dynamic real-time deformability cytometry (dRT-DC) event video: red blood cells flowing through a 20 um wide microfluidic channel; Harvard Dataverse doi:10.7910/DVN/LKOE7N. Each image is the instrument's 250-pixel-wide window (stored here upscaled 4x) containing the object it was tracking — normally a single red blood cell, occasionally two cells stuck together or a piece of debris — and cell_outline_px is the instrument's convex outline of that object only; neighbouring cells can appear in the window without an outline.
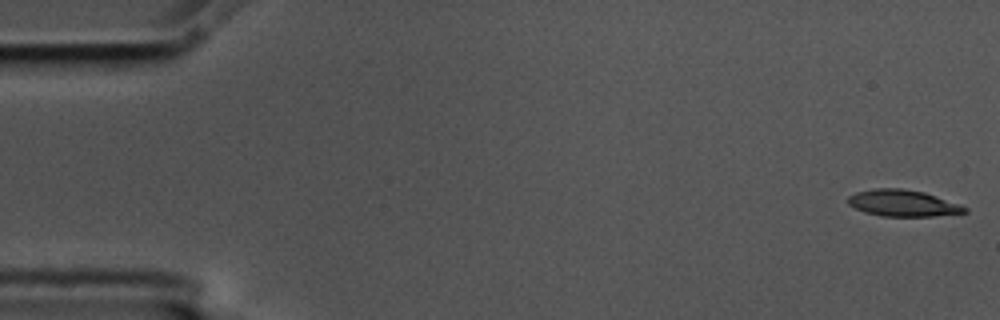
{"species": "common noctule bat (a hibernating species)", "species_latin": "Nyctalus noctula", "temperature_condition": "cold", "stored_images_in_passage": 56, "camera_frame_rate_fps": 3000, "um_per_image_px": 0.085, "animal": {"sex": "male", "body_mass_g": 17.5, "forearm_length_mm": 52.3}, "frame": {"image": 1, "passage_image": 1, "time_ms": 0.0, "image_size_px": [1000, 320], "cell_outline_px": [[968, 212], [932, 216], [880, 216], [864, 212], [848, 204], [848, 196], [856, 192], [876, 188], [900, 188], [924, 192], [960, 204], [968, 208]], "centroid_in_image_um": [76.74, 17.27], "position_along_channel_um": 8.3, "area_um2": 17.98}}
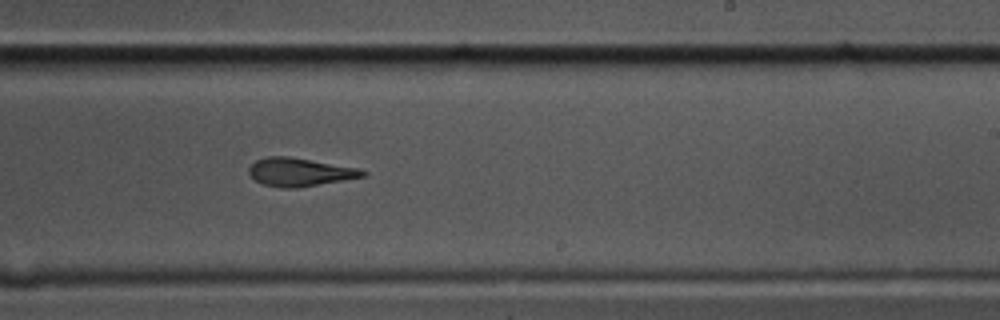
{"frame": {"image": 2, "passage_image": 34, "time_ms": 11.0, "image_size_px": [1000, 320], "cell_outline_px": [[368, 176], [296, 188], [280, 188], [264, 184], [256, 180], [248, 172], [248, 168], [256, 160], [268, 156], [288, 156], [356, 168], [368, 172]], "centroid_in_image_um": [25.48, 14.63], "position_along_channel_um": 263.5, "area_um2": 18.55}}
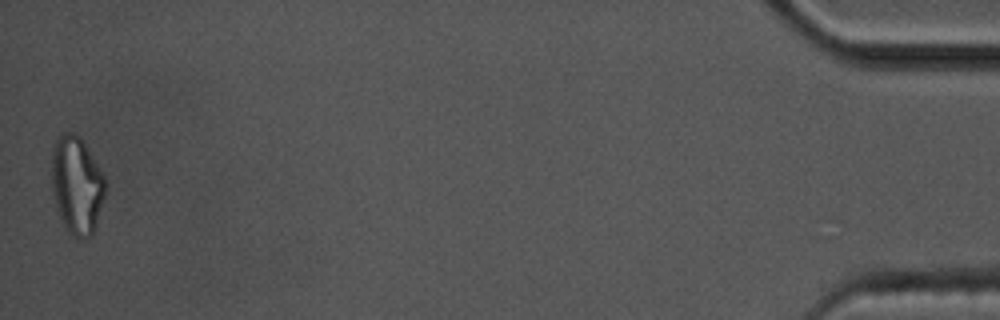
{"frame": {"image": 3, "passage_image": 56, "time_ms": 18.333, "image_size_px": [1000, 320], "cell_outline_px": [[104, 196], [96, 228], [92, 236], [84, 240], [80, 240], [68, 236], [56, 208], [52, 188], [52, 144], [56, 136], [64, 132], [72, 132], [80, 136], [104, 176]], "centroid_in_image_um": [6.5, 15.79], "position_along_channel_um": 428.7, "area_um2": 31.04}, "authors_computed_cell_mechanics": {"area_um2": 19.2185, "velocity_mm_per_s": 3.5422, "shape_relaxation_time_tau1_ms": null, "shape_relaxation_time_tau2_ms": 5.317, "deformation_change_tau1": null, "deformation_change_tau2": 0.1589}}